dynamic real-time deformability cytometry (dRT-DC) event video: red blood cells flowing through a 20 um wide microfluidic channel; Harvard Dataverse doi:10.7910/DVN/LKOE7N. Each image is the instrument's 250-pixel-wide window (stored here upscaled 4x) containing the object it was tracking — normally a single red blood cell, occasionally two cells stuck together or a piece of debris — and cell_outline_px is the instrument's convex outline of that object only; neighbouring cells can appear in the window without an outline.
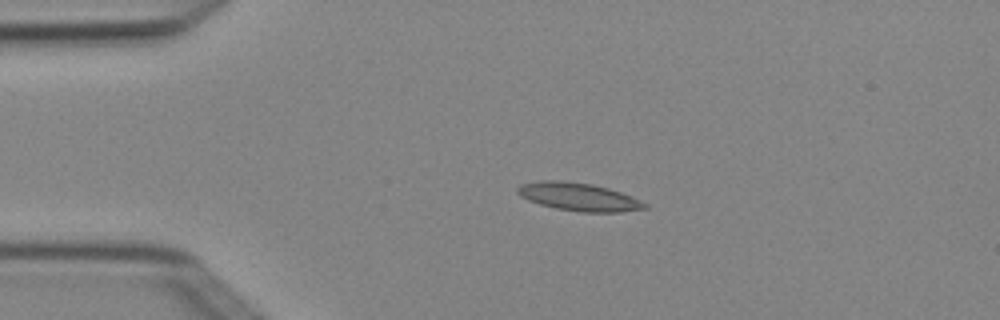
{"species": "Egyptian fruit bat (a non-hibernating species)", "species_latin": "Rousettus aegyptiacus", "temperature_condition": "cold", "stored_images_in_passage": 5, "camera_frame_rate_fps": 3000, "um_per_image_px": 0.085, "animal": {"sex": "female"}, "frame": {"image": 1, "passage_image": 4, "time_ms": 1.0, "image_size_px": [1000, 320], "cell_outline_px": [[648, 208], [620, 212], [580, 212], [556, 208], [540, 204], [528, 200], [520, 196], [516, 192], [516, 188], [520, 184], [540, 180], [556, 180], [592, 184], [608, 188], [620, 192], [648, 204]], "centroid_in_image_um": [49.15, 16.73], "position_along_channel_um": 35.9, "area_um2": 20.69}}